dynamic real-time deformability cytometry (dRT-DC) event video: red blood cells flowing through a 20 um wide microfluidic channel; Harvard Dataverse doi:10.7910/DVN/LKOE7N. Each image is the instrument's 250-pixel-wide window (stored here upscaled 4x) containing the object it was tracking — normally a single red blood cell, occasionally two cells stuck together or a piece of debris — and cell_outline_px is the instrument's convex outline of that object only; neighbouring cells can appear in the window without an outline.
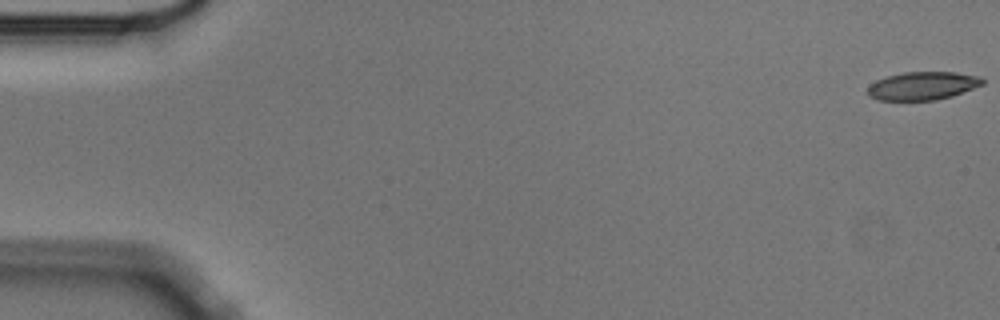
{"species": "Egyptian fruit bat (a non-hibernating species)", "species_latin": "Rousettus aegyptiacus", "temperature_condition": "cold", "stored_images_in_passage": 7, "camera_frame_rate_fps": 3000, "um_per_image_px": 0.085, "animal": {"sex": "male"}, "frame": {"image": 1, "passage_image": 1, "time_ms": 0.0, "image_size_px": [1000, 320], "cell_outline_px": [[984, 84], [952, 96], [936, 100], [876, 100], [868, 96], [868, 88], [876, 80], [888, 76], [904, 72], [956, 72], [980, 76], [984, 80]], "centroid_in_image_um": [78.44, 7.29], "position_along_channel_um": 6.6, "area_um2": 18.84}}
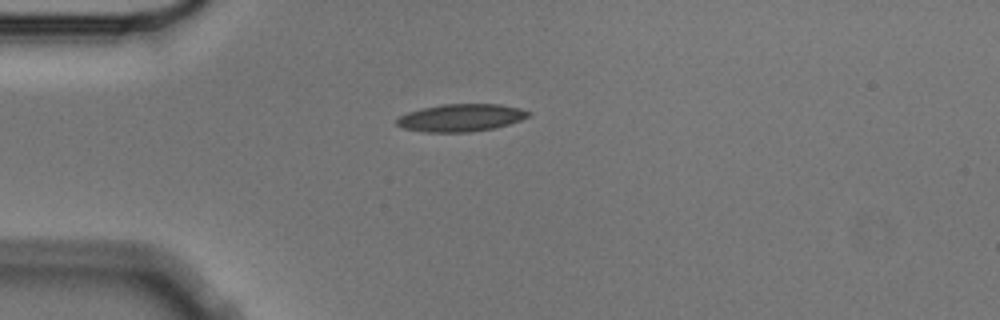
{"frame": {"image": 2, "passage_image": 5, "time_ms": 1.333, "image_size_px": [1000, 320], "cell_outline_px": [[532, 112], [528, 116], [520, 120], [508, 124], [492, 128], [468, 132], [424, 132], [404, 128], [396, 124], [396, 120], [400, 116], [408, 112], [420, 108], [444, 104], [500, 104], [520, 108]], "centroid_in_image_um": [39.16, 10.0], "position_along_channel_um": 45.8, "area_um2": 20.98}}
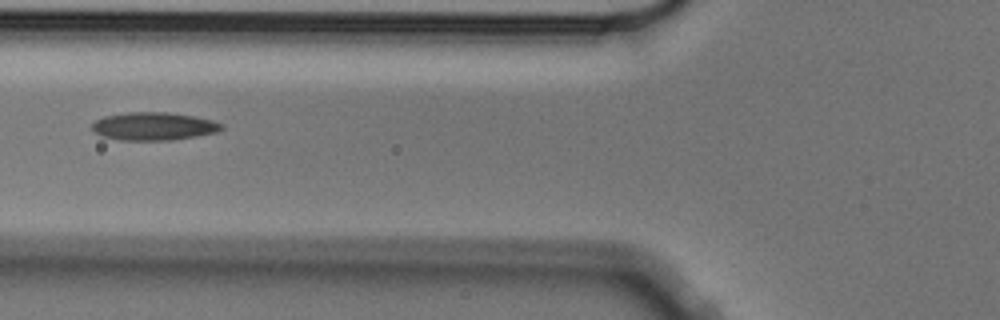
{"frame": {"image": 3, "passage_image": 7, "time_ms": 2.0, "image_size_px": [1000, 320], "cell_outline_px": [[224, 128], [216, 132], [196, 136], [172, 140], [120, 140], [100, 136], [92, 128], [92, 124], [96, 120], [104, 116], [128, 112], [168, 112], [192, 116], [212, 120], [224, 124]], "centroid_in_image_um": [13.06, 10.73], "position_along_channel_um": 112.7, "area_um2": 21.1}}